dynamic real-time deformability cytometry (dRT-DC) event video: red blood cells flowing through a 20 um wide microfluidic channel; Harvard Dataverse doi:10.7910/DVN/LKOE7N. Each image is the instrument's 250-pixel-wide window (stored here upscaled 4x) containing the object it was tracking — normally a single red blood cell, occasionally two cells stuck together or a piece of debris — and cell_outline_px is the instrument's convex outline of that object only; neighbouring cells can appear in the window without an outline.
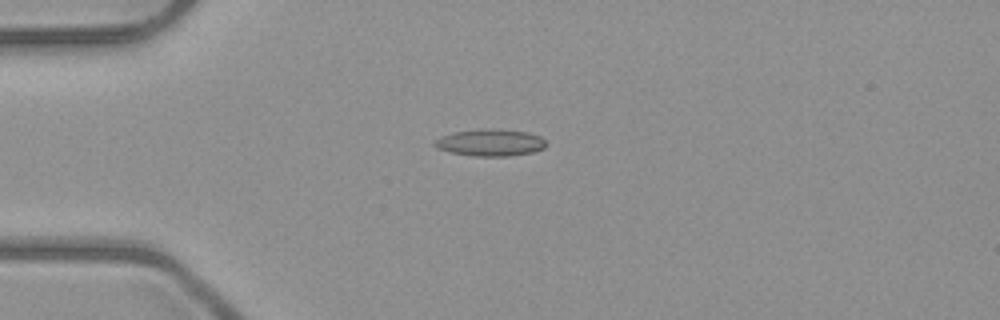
{"species": "common noctule bat (a hibernating species)", "species_latin": "Nyctalus noctula", "temperature_condition": "room temperature", "stored_images_in_passage": 4, "camera_frame_rate_fps": 3000, "um_per_image_px": 0.085, "animal": {"sex": "male", "body_mass_g": 23.1, "forearm_length_mm": 52.7}, "frame": {"image": 1, "passage_image": 1, "time_ms": 0.0, "image_size_px": [1000, 320], "cell_outline_px": [[548, 144], [544, 148], [532, 152], [508, 156], [476, 156], [452, 152], [436, 148], [432, 144], [440, 136], [452, 132], [488, 128], [496, 128], [528, 132], [540, 136]], "centroid_in_image_um": [41.68, 12.11], "position_along_channel_um": 43.3, "area_um2": 17.57}}
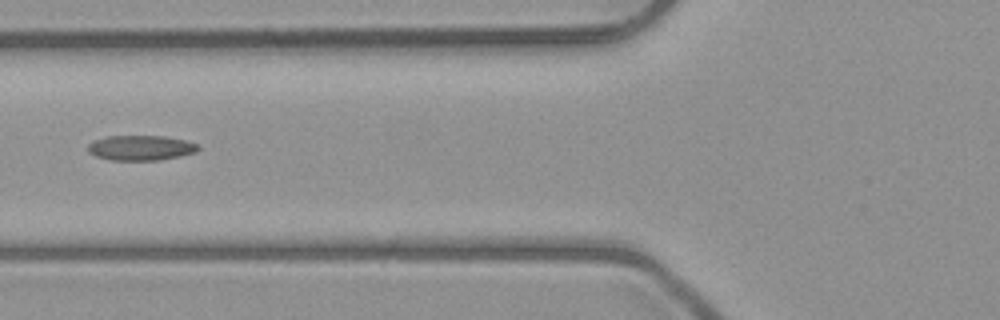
{"frame": {"image": 2, "passage_image": 3, "time_ms": 2.333, "image_size_px": [1000, 320], "cell_outline_px": [[200, 148], [196, 152], [180, 156], [160, 160], [108, 160], [96, 156], [88, 152], [88, 144], [96, 140], [108, 136], [164, 136], [184, 140], [196, 144]], "centroid_in_image_um": [11.96, 12.57], "position_along_channel_um": 113.8, "area_um2": 16.01}}
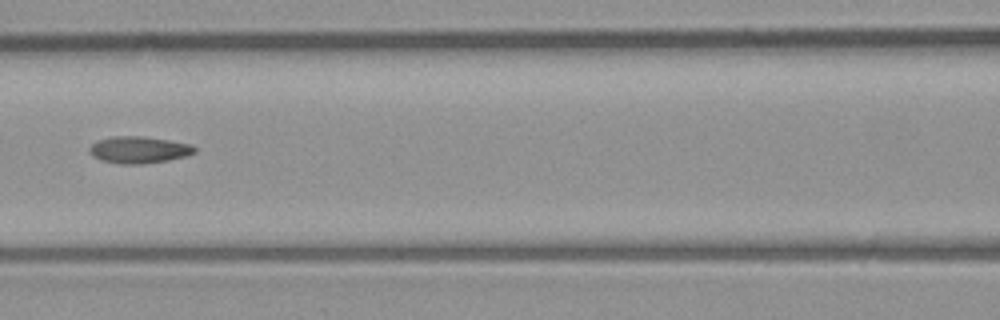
{"frame": {"image": 3, "passage_image": 4, "time_ms": 3.333, "image_size_px": [1000, 320], "cell_outline_px": [[196, 152], [184, 156], [168, 160], [140, 164], [120, 164], [100, 160], [92, 156], [88, 152], [88, 148], [96, 140], [112, 136], [140, 136], [168, 140], [192, 144], [196, 148]], "centroid_in_image_um": [11.75, 12.73], "position_along_channel_um": 154.8, "area_um2": 16.53}}